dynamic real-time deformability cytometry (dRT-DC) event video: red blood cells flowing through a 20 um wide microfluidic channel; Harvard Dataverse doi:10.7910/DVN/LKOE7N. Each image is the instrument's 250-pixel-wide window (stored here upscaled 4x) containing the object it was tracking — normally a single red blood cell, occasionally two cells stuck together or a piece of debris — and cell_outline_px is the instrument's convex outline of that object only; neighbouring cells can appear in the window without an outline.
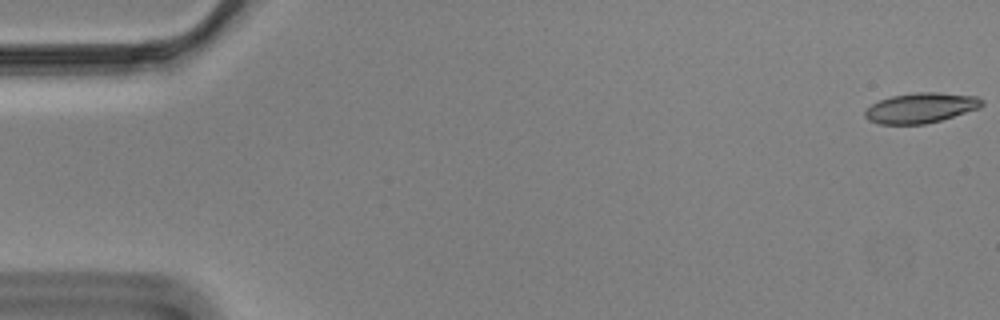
{"species": "Egyptian fruit bat (a non-hibernating species)", "species_latin": "Rousettus aegyptiacus", "temperature_condition": "cold", "stored_images_in_passage": 57, "camera_frame_rate_fps": 3000, "um_per_image_px": 0.085, "animal": {"sex": "male"}, "frame": {"image": 1, "passage_image": 1, "time_ms": 0.0, "image_size_px": [1000, 320], "cell_outline_px": [[984, 104], [980, 108], [940, 120], [924, 124], [880, 124], [868, 120], [864, 116], [864, 112], [872, 104], [880, 100], [892, 96], [916, 92], [940, 92], [976, 96], [984, 100]], "centroid_in_image_um": [78.29, 9.16], "position_along_channel_um": 6.7, "area_um2": 20.52}}
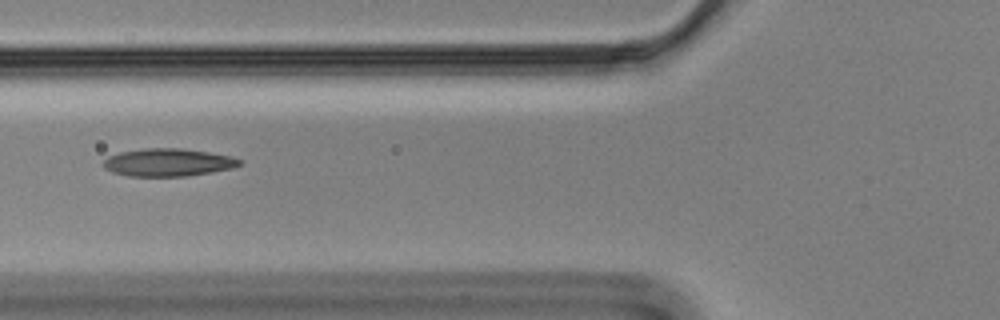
{"frame": {"image": 2, "passage_image": 22, "time_ms": 7.0, "image_size_px": [1000, 320], "cell_outline_px": [[244, 160], [240, 164], [232, 168], [212, 172], [184, 176], [128, 176], [112, 172], [104, 168], [100, 164], [108, 156], [120, 152], [144, 148], [180, 148], [208, 152], [232, 156]], "centroid_in_image_um": [14.26, 13.8], "position_along_channel_um": 111.5, "area_um2": 22.14}}
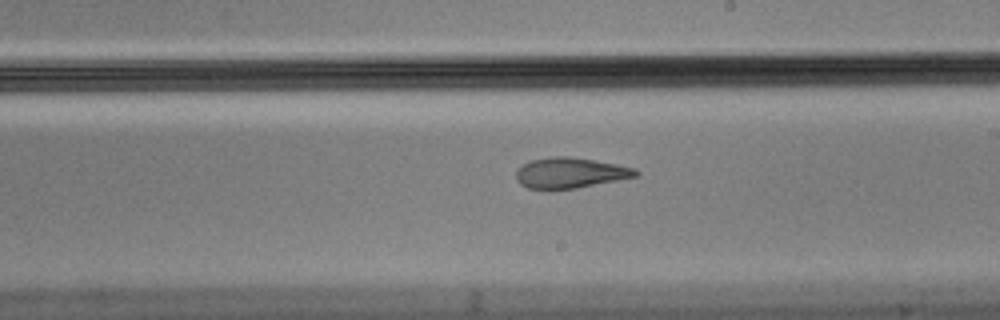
{"frame": {"image": 3, "passage_image": 33, "time_ms": 10.667, "image_size_px": [1000, 320], "cell_outline_px": [[640, 172], [636, 176], [576, 188], [528, 188], [520, 184], [516, 180], [516, 168], [532, 160], [552, 156], [568, 156], [616, 164], [636, 168]], "centroid_in_image_um": [48.44, 14.68], "position_along_channel_um": 240.6, "area_um2": 20.92}, "authors_computed_cell_mechanics": {"area_um2": 21.675, "velocity_mm_per_s": 3.5186, "shape_relaxation_time_tau1_ms": null, "shape_relaxation_time_tau2_ms": 2.9502, "deformation_change_tau1": null, "deformation_change_tau2": 0.1114}}